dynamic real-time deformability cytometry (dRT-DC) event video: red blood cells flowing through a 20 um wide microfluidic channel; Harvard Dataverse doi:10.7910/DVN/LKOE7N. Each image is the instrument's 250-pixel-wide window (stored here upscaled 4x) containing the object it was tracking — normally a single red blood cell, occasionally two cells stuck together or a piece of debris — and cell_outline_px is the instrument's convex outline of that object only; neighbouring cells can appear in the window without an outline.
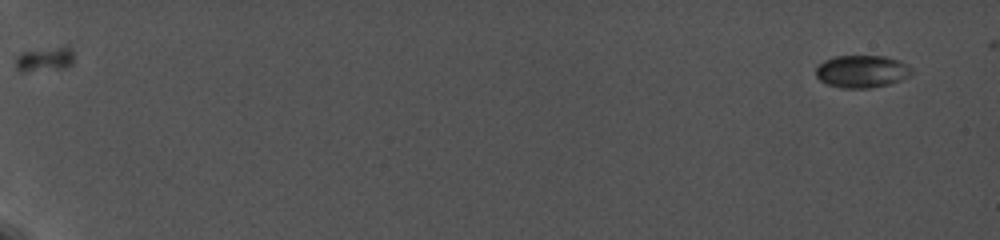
{"species": "common noctule bat (a hibernating species)", "species_latin": "Nyctalus noctula", "temperature_condition": "cold", "stored_images_in_passage": 32, "camera_frame_rate_fps": 5000, "um_per_image_px": 0.085, "animal": {"sex": "female", "body_mass_g": 19.0, "forearm_length_mm": 56.7}, "frame": {"image": 1, "passage_image": 3, "time_ms": 1.0, "image_size_px": [1000, 240], "cell_outline_px": [[912, 72], [908, 76], [900, 80], [888, 84], [868, 88], [840, 88], [828, 84], [820, 80], [816, 76], [816, 68], [824, 60], [836, 56], [884, 56], [900, 60], [908, 64], [912, 68]], "centroid_in_image_um": [73.26, 6.06], "position_along_channel_um": 11.7, "area_um2": 18.09}}
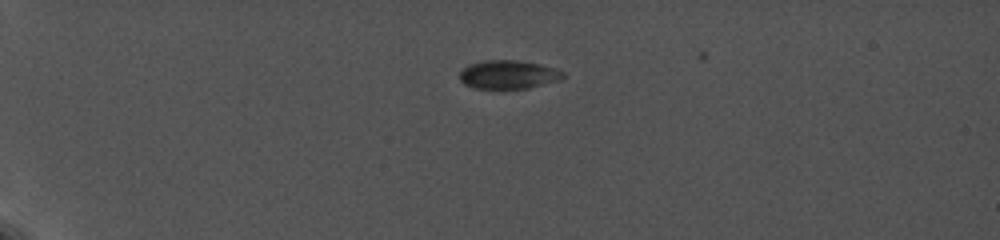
{"frame": {"image": 2, "passage_image": 13, "time_ms": 5.8, "image_size_px": [1000, 240], "cell_outline_px": [[564, 76], [560, 80], [528, 88], [472, 88], [464, 84], [460, 80], [460, 72], [468, 64], [484, 60], [520, 60], [540, 64], [556, 68], [564, 72]], "centroid_in_image_um": [43.21, 6.33], "position_along_channel_um": 41.8, "area_um2": 17.28}}
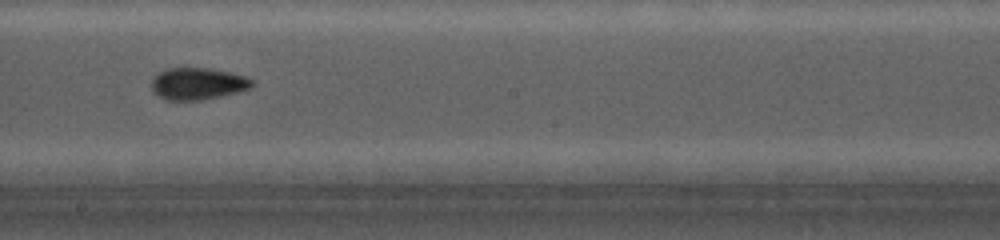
{"frame": {"image": 3, "passage_image": 28, "time_ms": 12.8, "image_size_px": [1000, 240], "cell_outline_px": [[256, 84], [248, 88], [236, 92], [220, 96], [200, 100], [168, 100], [152, 92], [152, 80], [160, 72], [168, 68], [208, 68], [228, 72], [244, 76], [256, 80]], "centroid_in_image_um": [16.83, 7.11], "position_along_channel_um": 231.4, "area_um2": 18.5}}